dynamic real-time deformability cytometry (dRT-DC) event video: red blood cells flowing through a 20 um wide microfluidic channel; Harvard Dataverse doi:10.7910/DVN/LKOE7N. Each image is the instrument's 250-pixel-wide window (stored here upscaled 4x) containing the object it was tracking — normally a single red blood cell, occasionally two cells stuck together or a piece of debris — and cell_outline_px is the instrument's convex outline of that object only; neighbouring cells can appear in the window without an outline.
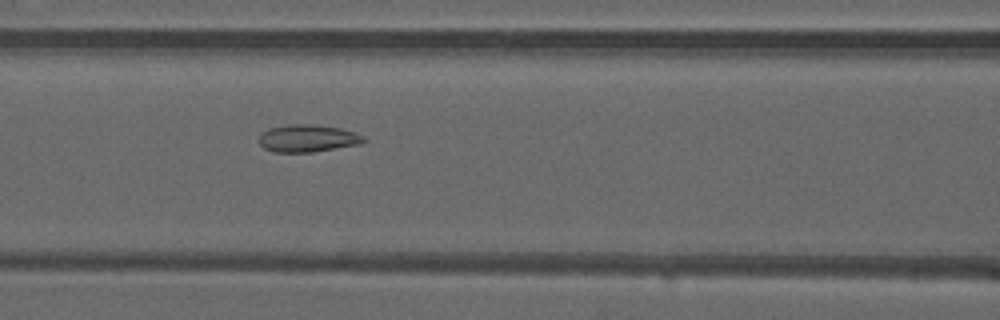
{"species": "common noctule bat (a hibernating species)", "species_latin": "Nyctalus noctula", "temperature_condition": "warm", "stored_images_in_passage": 49, "camera_frame_rate_fps": 3000, "um_per_image_px": 0.085, "animal": {"sex": "male", "forearm_length_mm": 52.5}, "frame": {"image": 1, "passage_image": 20, "time_ms": 6.333, "image_size_px": [1000, 320], "cell_outline_px": [[368, 140], [360, 144], [312, 152], [272, 152], [264, 148], [260, 144], [260, 132], [268, 128], [288, 124], [312, 124], [340, 128], [356, 132], [364, 136]], "centroid_in_image_um": [26.16, 11.75], "position_along_channel_um": 140.4, "area_um2": 16.88}}
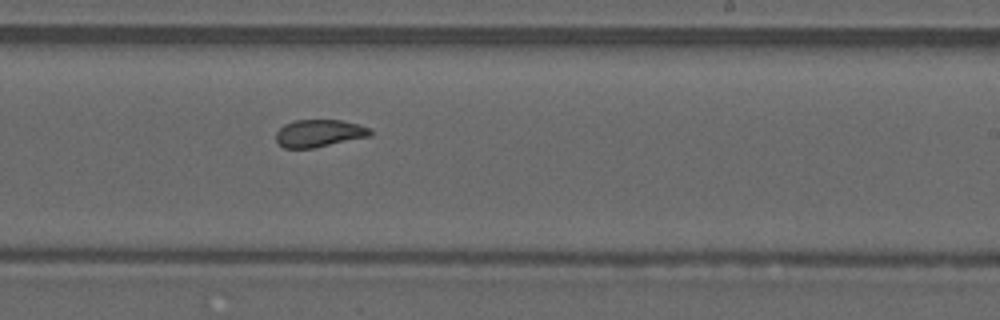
{"frame": {"image": 2, "passage_image": 29, "time_ms": 9.333, "image_size_px": [1000, 320], "cell_outline_px": [[372, 136], [316, 148], [284, 148], [276, 144], [276, 132], [284, 124], [296, 120], [340, 120], [356, 124], [368, 128], [372, 132]], "centroid_in_image_um": [27.1, 11.35], "position_along_channel_um": 261.9, "area_um2": 15.2}}
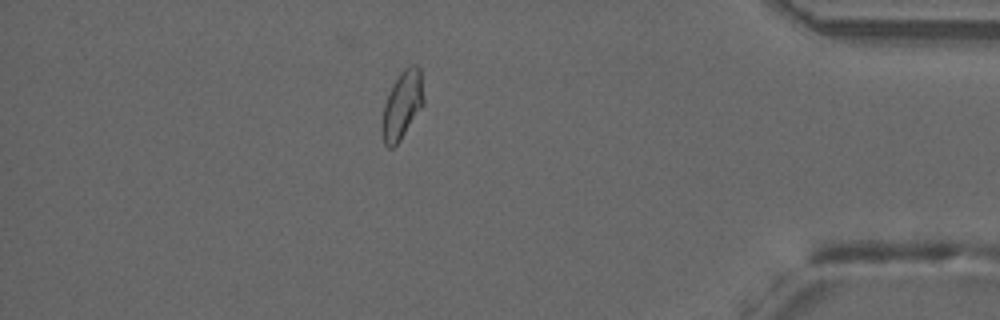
{"frame": {"image": 3, "passage_image": 42, "time_ms": 13.667, "image_size_px": [1000, 320], "cell_outline_px": [[424, 104], [400, 140], [392, 148], [388, 148], [384, 144], [380, 132], [380, 124], [384, 104], [392, 84], [400, 72], [408, 64], [416, 64], [420, 68], [424, 100]], "centroid_in_image_um": [34.15, 8.93], "position_along_channel_um": 401.0, "area_um2": 16.76}, "authors_computed_cell_mechanics": {"area_um2": 16.5308, "velocity_mm_per_s": 4.0663, "shape_relaxation_time_tau1_ms": null, "shape_relaxation_time_tau2_ms": 0.8942, "deformation_change_tau1": null, "deformation_change_tau2": 0.0671}}